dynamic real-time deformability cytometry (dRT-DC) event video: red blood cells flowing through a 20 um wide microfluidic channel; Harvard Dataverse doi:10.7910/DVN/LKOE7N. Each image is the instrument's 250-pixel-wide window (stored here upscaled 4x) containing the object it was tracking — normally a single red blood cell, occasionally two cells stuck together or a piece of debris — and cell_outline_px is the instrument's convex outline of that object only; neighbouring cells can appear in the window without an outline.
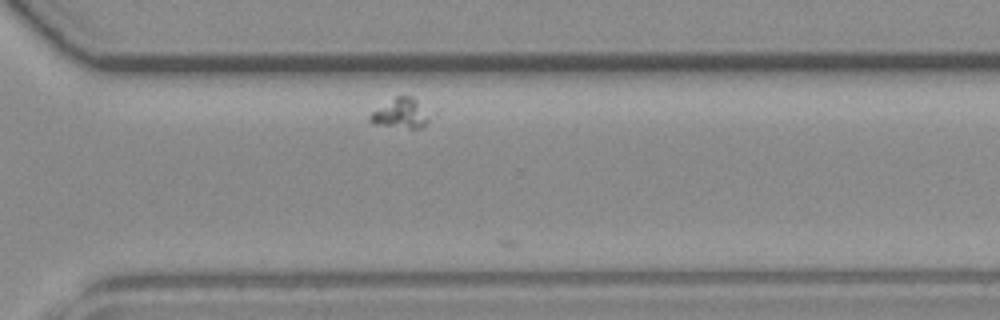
{"species": "common noctule bat (a hibernating species)", "species_latin": "Nyctalus noctula", "temperature_condition": "room temperature", "stored_images_in_passage": 34, "camera_frame_rate_fps": 3000, "um_per_image_px": 0.085, "animal": {"sex": "female", "body_mass_g": 19.3, "forearm_length_mm": 54.1}, "frame": {"image": 1, "passage_image": 29, "time_ms": 9.333, "image_size_px": [1000, 320], "cell_outline_px": [[440, 108], [420, 128], [408, 128], [372, 124], [368, 120], [368, 116], [372, 112], [396, 96], [412, 96]], "centroid_in_image_um": [34.28, 9.59], "position_along_channel_um": 336.3, "area_um2": 11.39}}